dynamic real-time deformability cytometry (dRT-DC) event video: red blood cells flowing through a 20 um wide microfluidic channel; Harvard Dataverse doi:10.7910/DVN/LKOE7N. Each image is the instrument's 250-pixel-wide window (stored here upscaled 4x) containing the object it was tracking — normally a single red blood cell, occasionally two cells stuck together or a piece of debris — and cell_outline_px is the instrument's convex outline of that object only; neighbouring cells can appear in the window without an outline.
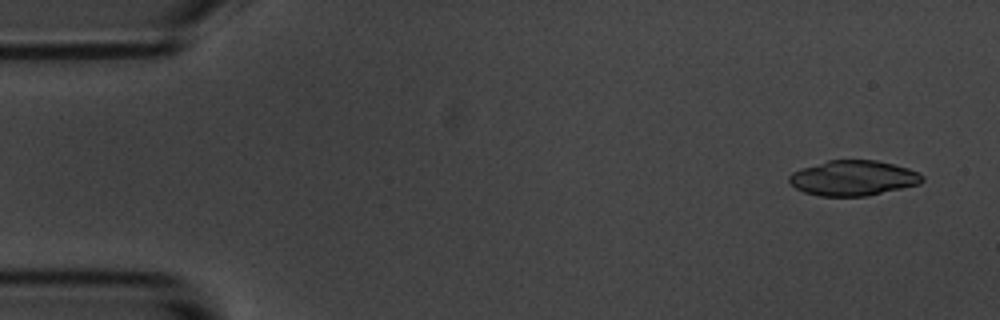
{"species": "common noctule bat (a hibernating species)", "species_latin": "Nyctalus noctula", "temperature_condition": "room temperature", "stored_images_in_passage": 6, "camera_frame_rate_fps": 3000, "um_per_image_px": 0.085, "animal": {"sex": "male", "body_mass_g": 20.1, "forearm_length_mm": 53.5}, "frame": {"image": 1, "passage_image": 1, "time_ms": 0.0, "image_size_px": [1000, 320], "cell_outline_px": [[924, 180], [920, 184], [868, 196], [820, 196], [804, 192], [796, 188], [788, 180], [788, 176], [792, 172], [800, 168], [828, 160], [876, 160], [908, 168], [920, 172], [924, 176]], "centroid_in_image_um": [72.53, 15.13], "position_along_channel_um": 12.5, "area_um2": 27.46}}